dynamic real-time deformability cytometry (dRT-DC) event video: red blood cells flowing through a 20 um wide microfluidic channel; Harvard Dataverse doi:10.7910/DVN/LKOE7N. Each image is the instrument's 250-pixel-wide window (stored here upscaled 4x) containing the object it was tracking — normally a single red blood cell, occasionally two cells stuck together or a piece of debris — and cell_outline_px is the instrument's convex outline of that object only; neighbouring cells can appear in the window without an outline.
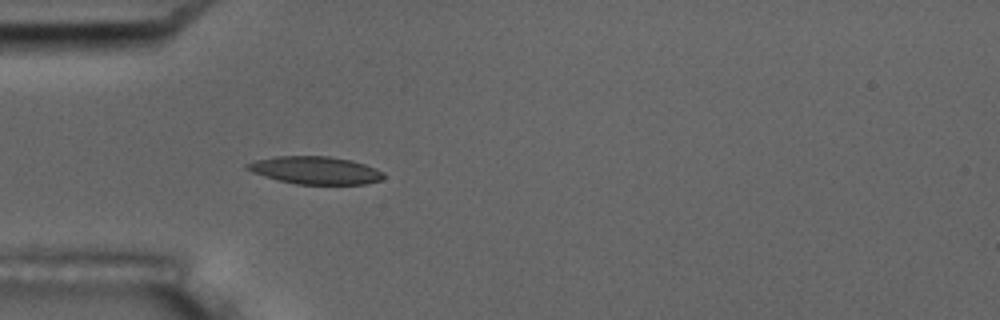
{"species": "common noctule bat (a hibernating species)", "species_latin": "Nyctalus noctula", "temperature_condition": "room temperature", "stored_images_in_passage": 3, "camera_frame_rate_fps": 3000, "um_per_image_px": 0.085, "animal": {"sex": "male", "body_mass_g": 17.5, "forearm_length_mm": 52.3}, "frame": {"image": 1, "passage_image": 3, "time_ms": 0.667, "image_size_px": [1000, 320], "cell_outline_px": [[384, 176], [380, 180], [364, 184], [296, 184], [264, 176], [252, 172], [244, 168], [244, 164], [256, 160], [276, 156], [328, 156], [352, 160], [364, 164], [384, 172]], "centroid_in_image_um": [26.77, 14.47], "position_along_channel_um": 58.2, "area_um2": 21.91}}